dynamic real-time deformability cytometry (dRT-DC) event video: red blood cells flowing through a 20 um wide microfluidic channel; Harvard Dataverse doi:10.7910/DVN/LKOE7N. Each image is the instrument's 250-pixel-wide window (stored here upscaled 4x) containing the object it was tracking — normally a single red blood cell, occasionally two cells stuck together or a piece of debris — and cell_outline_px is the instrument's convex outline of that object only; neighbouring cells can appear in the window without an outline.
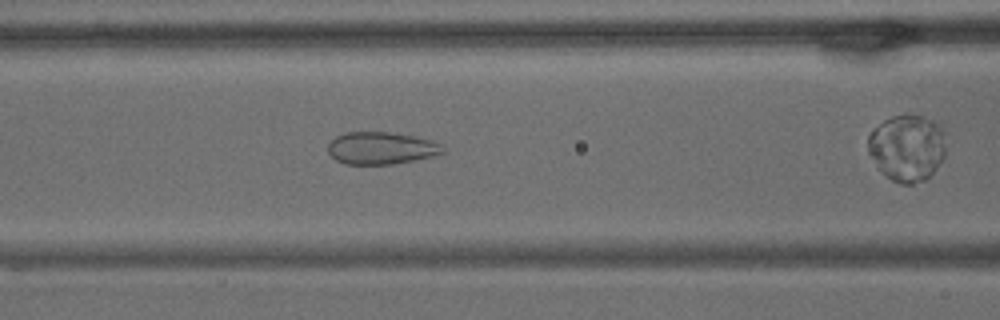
{"species": "common noctule bat (a hibernating species)", "species_latin": "Nyctalus noctula", "temperature_condition": "warm", "stored_images_in_passage": 35, "camera_frame_rate_fps": 3000, "um_per_image_px": 0.085, "animal": {"sex": "male", "body_mass_g": 15.6}, "frame": {"image": 1, "passage_image": 12, "time_ms": 3.667, "image_size_px": [1000, 320], "cell_outline_px": [[444, 152], [432, 156], [392, 164], [344, 164], [336, 160], [328, 152], [328, 144], [336, 136], [348, 132], [392, 132], [416, 136], [440, 144]], "centroid_in_image_um": [32.36, 12.58], "position_along_channel_um": 134.2, "area_um2": 21.39}}
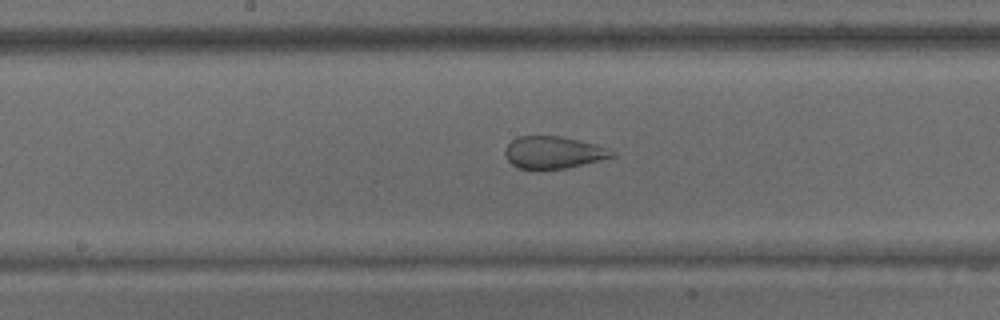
{"frame": {"image": 2, "passage_image": 18, "time_ms": 5.667, "image_size_px": [1000, 320], "cell_outline_px": [[616, 156], [568, 168], [532, 172], [520, 168], [512, 164], [508, 160], [504, 152], [504, 148], [512, 140], [520, 136], [560, 136], [596, 144], [608, 148], [616, 152]], "centroid_in_image_um": [47.03, 12.99], "position_along_channel_um": 201.2, "area_um2": 20.58}}
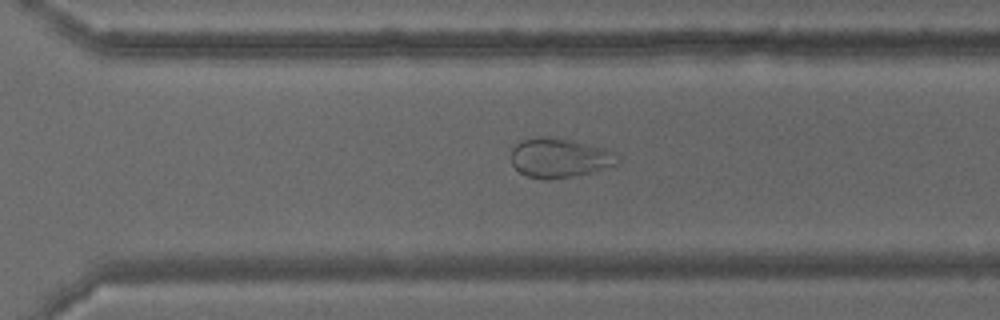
{"frame": {"image": 3, "passage_image": 29, "time_ms": 9.333, "image_size_px": [1000, 320], "cell_outline_px": [[620, 164], [572, 176], [548, 180], [544, 180], [528, 176], [520, 172], [512, 164], [512, 148], [516, 144], [524, 140], [540, 136], [548, 136], [572, 140], [604, 148], [616, 152], [620, 156]], "centroid_in_image_um": [47.59, 13.41], "position_along_channel_um": 323.0, "area_um2": 24.45}}